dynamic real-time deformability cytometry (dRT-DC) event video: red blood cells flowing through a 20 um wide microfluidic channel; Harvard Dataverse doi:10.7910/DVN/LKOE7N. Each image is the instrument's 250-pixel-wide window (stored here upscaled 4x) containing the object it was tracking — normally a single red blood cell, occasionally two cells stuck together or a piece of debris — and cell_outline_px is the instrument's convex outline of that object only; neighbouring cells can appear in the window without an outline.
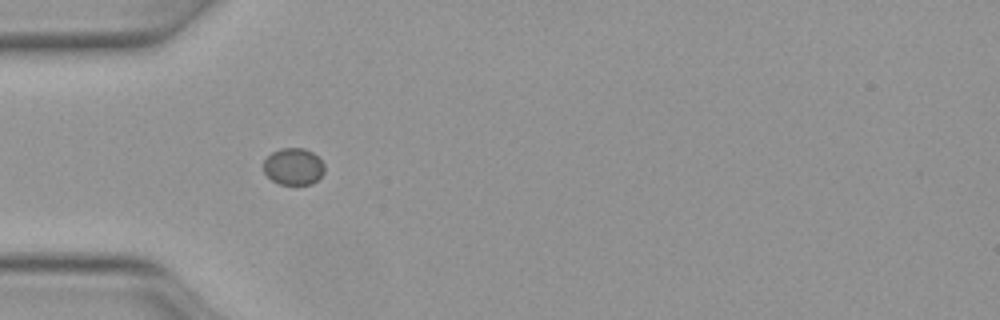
{"species": "Egyptian fruit bat (a non-hibernating species)", "species_latin": "Rousettus aegyptiacus", "temperature_condition": "warm", "stored_images_in_passage": 16, "camera_frame_rate_fps": 3000, "um_per_image_px": 0.085, "animal": {"sex": "female"}, "frame": {"image": 1, "passage_image": 1, "time_ms": 0.0, "image_size_px": [1000, 320], "cell_outline_px": [[324, 172], [312, 184], [280, 184], [272, 180], [264, 172], [264, 160], [272, 152], [280, 148], [304, 148], [312, 152], [324, 164]], "centroid_in_image_um": [24.94, 14.15], "position_along_channel_um": 60.1, "area_um2": 12.95}}
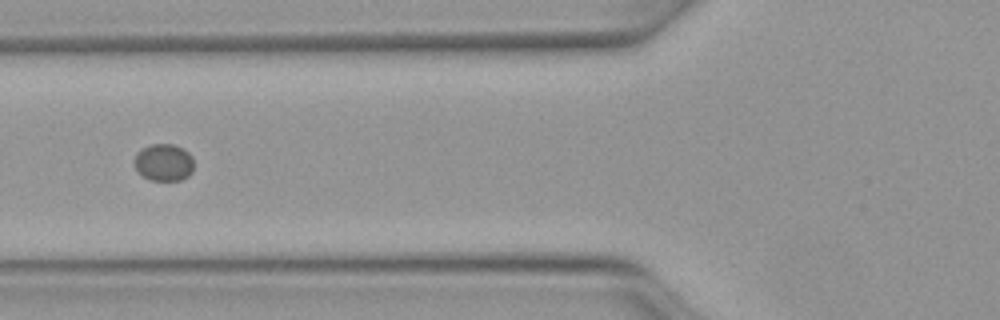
{"frame": {"image": 2, "passage_image": 5, "time_ms": 1.333, "image_size_px": [1000, 320], "cell_outline_px": [[192, 172], [188, 176], [180, 180], [148, 180], [136, 168], [132, 160], [136, 152], [140, 148], [152, 144], [172, 144], [184, 148], [192, 156]], "centroid_in_image_um": [13.89, 13.79], "position_along_channel_um": 111.9, "area_um2": 13.01}}
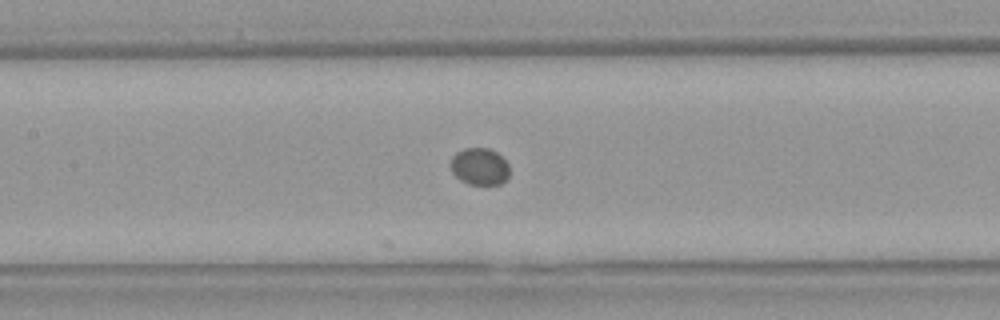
{"frame": {"image": 3, "passage_image": 9, "time_ms": 2.667, "image_size_px": [1000, 320], "cell_outline_px": [[508, 176], [500, 184], [468, 184], [460, 180], [452, 172], [448, 164], [452, 156], [456, 152], [464, 148], [488, 148], [496, 152], [508, 164]], "centroid_in_image_um": [40.71, 14.14], "position_along_channel_um": 166.7, "area_um2": 12.72}}